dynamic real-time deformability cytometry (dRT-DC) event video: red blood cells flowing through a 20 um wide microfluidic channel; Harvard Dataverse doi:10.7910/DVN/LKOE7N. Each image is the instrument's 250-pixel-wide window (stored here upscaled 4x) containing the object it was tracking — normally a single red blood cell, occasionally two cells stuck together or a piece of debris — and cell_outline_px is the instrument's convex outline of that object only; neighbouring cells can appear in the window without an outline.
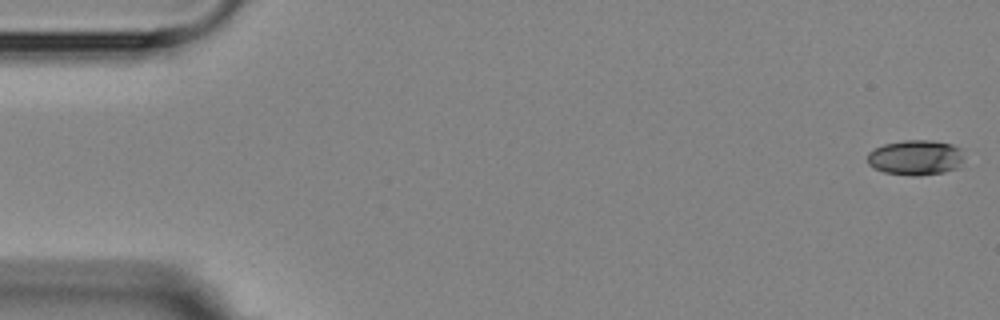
{"species": "Egyptian fruit bat (a non-hibernating species)", "species_latin": "Rousettus aegyptiacus", "temperature_condition": "room temperature", "stored_images_in_passage": 6, "segment_of_instrument_passage": [1, 2], "camera_frame_rate_fps": 3000, "um_per_image_px": 0.085, "animal": {"sex": "female"}, "frame": {"image": 1, "passage_image": 1, "time_ms": 0.0, "image_size_px": [1000, 320], "cell_outline_px": [[964, 156], [960, 168], [944, 172], [920, 176], [912, 176], [884, 172], [868, 164], [868, 152], [884, 144], [904, 140], [932, 140], [952, 144], [960, 148]], "centroid_in_image_um": [77.87, 13.39], "position_along_channel_um": 7.1, "area_um2": 20.0}}
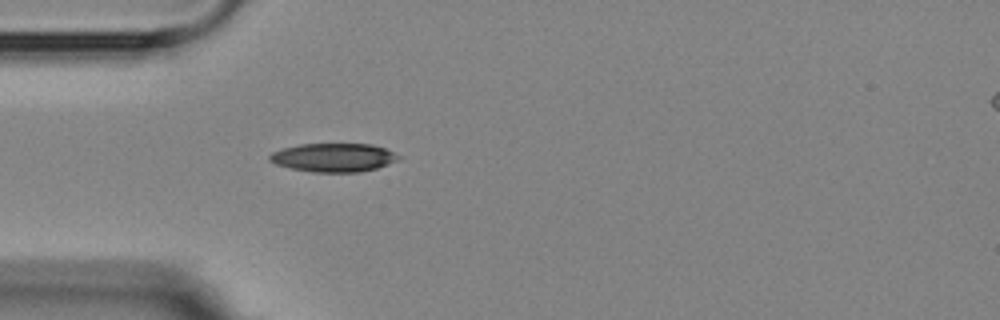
{"frame": {"image": 2, "passage_image": 5, "time_ms": 5.0, "image_size_px": [1000, 320], "cell_outline_px": [[400, 156], [396, 160], [388, 164], [376, 168], [360, 172], [312, 172], [292, 168], [276, 164], [268, 160], [268, 156], [272, 152], [284, 148], [300, 144], [372, 144], [384, 148]], "centroid_in_image_um": [28.32, 13.39], "position_along_channel_um": 56.7, "area_um2": 21.27}}